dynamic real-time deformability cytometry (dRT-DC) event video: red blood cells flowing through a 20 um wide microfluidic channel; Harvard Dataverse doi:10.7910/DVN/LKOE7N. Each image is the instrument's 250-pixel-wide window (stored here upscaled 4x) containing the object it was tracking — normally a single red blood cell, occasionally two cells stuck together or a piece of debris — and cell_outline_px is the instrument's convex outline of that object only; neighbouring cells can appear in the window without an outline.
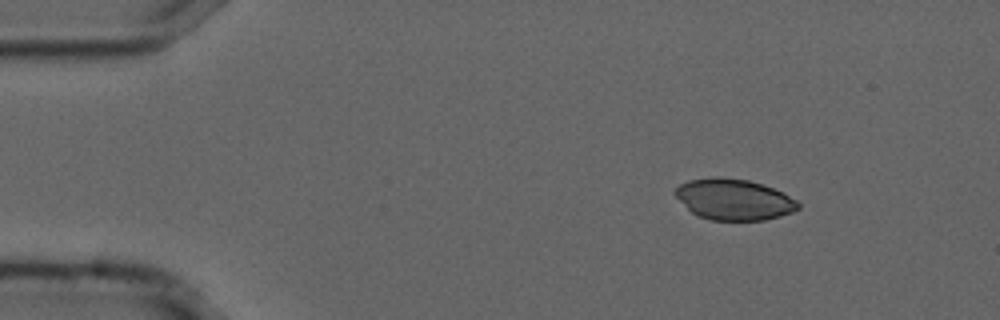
{"species": "common noctule bat (a hibernating species)", "species_latin": "Nyctalus noctula", "temperature_condition": "cold", "stored_images_in_passage": 13, "camera_frame_rate_fps": 3000, "um_per_image_px": 0.085, "animal": {"sex": "male", "forearm_length_mm": 52.5}, "frame": {"image": 1, "passage_image": 1, "time_ms": 0.0, "image_size_px": [1000, 320], "cell_outline_px": [[800, 208], [792, 212], [780, 216], [764, 220], [708, 220], [692, 212], [672, 192], [680, 184], [688, 180], [716, 176], [748, 180], [784, 192], [796, 200], [800, 204]], "centroid_in_image_um": [62.39, 16.95], "position_along_channel_um": 22.6, "area_um2": 29.3}}